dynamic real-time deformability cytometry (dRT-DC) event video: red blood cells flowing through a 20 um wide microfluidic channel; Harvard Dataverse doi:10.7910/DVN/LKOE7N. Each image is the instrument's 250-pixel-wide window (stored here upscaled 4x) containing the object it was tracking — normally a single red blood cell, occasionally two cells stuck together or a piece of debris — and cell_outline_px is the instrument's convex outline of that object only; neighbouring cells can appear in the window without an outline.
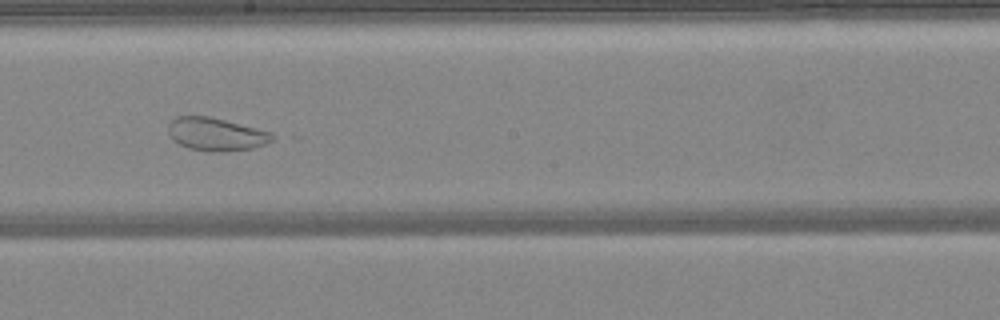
{"species": "common noctule bat (a hibernating species)", "species_latin": "Nyctalus noctula", "temperature_condition": "warm", "stored_images_in_passage": 49, "camera_frame_rate_fps": 3000, "um_per_image_px": 0.085, "animal": {"sex": "female", "body_mass_g": 24.6, "forearm_length_mm": 56.2}, "frame": {"image": 1, "passage_image": 28, "time_ms": 9.0, "image_size_px": [1000, 320], "cell_outline_px": [[280, 136], [264, 144], [252, 148], [224, 152], [212, 152], [188, 148], [172, 140], [168, 132], [168, 124], [176, 116], [208, 116], [272, 132]], "centroid_in_image_um": [18.38, 11.42], "position_along_channel_um": 229.8, "area_um2": 20.11}}
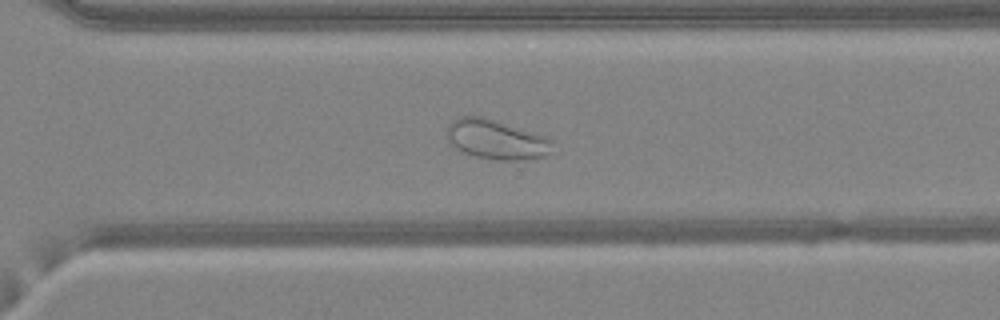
{"frame": {"image": 2, "passage_image": 35, "time_ms": 11.333, "image_size_px": [1000, 320], "cell_outline_px": [[552, 140], [548, 152], [544, 156], [524, 160], [496, 160], [476, 156], [464, 152], [456, 148], [448, 140], [448, 124], [456, 116], [484, 116], [548, 136]], "centroid_in_image_um": [42.17, 11.83], "position_along_channel_um": 328.4, "area_um2": 24.39}}